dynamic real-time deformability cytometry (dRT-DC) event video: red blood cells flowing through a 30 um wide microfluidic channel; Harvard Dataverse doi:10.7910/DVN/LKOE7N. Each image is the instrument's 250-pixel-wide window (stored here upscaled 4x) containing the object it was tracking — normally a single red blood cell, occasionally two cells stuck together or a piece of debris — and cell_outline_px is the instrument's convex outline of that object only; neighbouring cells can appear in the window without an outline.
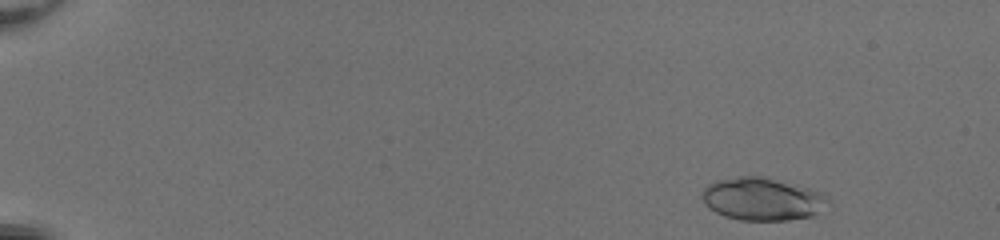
{"species": "common noctule bat (a hibernating species)", "species_latin": "Nyctalus noctula", "temperature_condition": "room temperature", "stored_images_in_passage": 49, "camera_frame_rate_fps": 3000, "um_per_image_px": 0.085, "animal": {"sex": "female", "body_mass_g": 20.0, "forearm_length_mm": 54.0}, "frame": {"image": 1, "passage_image": 3, "time_ms": 0.667, "image_size_px": [1000, 240], "cell_outline_px": [[832, 204], [816, 216], [788, 220], [740, 220], [724, 216], [708, 208], [704, 204], [700, 196], [704, 188], [708, 184], [716, 180], [740, 176], [768, 176], [824, 192], [828, 196]], "centroid_in_image_um": [64.87, 16.91], "position_along_channel_um": 20.1, "area_um2": 32.37}}
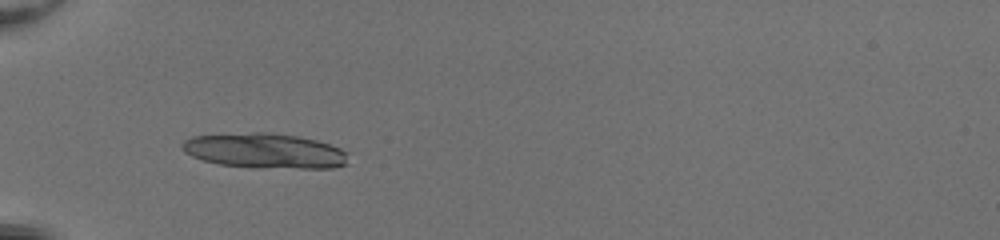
{"frame": {"image": 2, "passage_image": 16, "time_ms": 5.0, "image_size_px": [1000, 240], "cell_outline_px": [[348, 164], [332, 168], [300, 168], [220, 164], [204, 160], [192, 156], [184, 152], [180, 148], [180, 144], [184, 140], [192, 136], [252, 132], [268, 132], [296, 136], [316, 140], [340, 148], [344, 152]], "centroid_in_image_um": [22.47, 12.79], "position_along_channel_um": 62.5, "area_um2": 33.29}}